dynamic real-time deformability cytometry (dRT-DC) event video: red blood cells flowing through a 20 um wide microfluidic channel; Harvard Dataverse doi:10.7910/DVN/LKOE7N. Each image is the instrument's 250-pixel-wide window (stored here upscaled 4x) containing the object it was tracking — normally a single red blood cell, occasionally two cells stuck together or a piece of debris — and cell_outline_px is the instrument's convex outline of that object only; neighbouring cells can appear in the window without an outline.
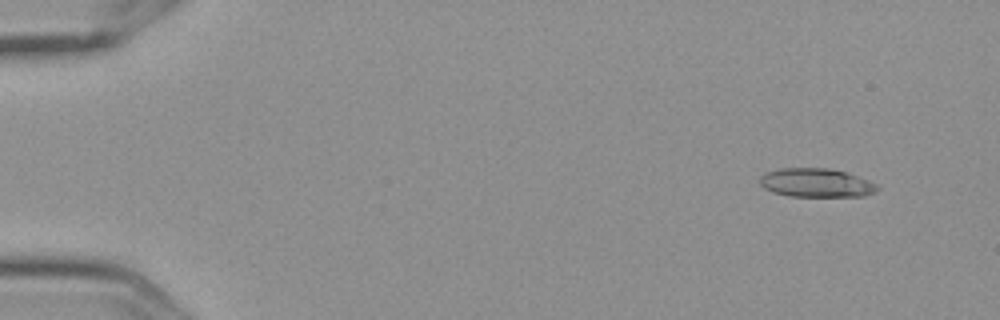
{"species": "Egyptian fruit bat (a non-hibernating species)", "species_latin": "Rousettus aegyptiacus", "temperature_condition": "cold", "stored_images_in_passage": 5, "camera_frame_rate_fps": 3000, "um_per_image_px": 0.085, "frame": {"image": 1, "passage_image": 2, "time_ms": 0.333, "image_size_px": [1000, 320], "cell_outline_px": [[880, 188], [876, 192], [864, 196], [788, 196], [772, 192], [764, 188], [760, 184], [760, 176], [764, 172], [780, 168], [828, 168], [844, 172], [880, 184]], "centroid_in_image_um": [69.38, 15.54], "position_along_channel_um": 15.6, "area_um2": 19.83}}